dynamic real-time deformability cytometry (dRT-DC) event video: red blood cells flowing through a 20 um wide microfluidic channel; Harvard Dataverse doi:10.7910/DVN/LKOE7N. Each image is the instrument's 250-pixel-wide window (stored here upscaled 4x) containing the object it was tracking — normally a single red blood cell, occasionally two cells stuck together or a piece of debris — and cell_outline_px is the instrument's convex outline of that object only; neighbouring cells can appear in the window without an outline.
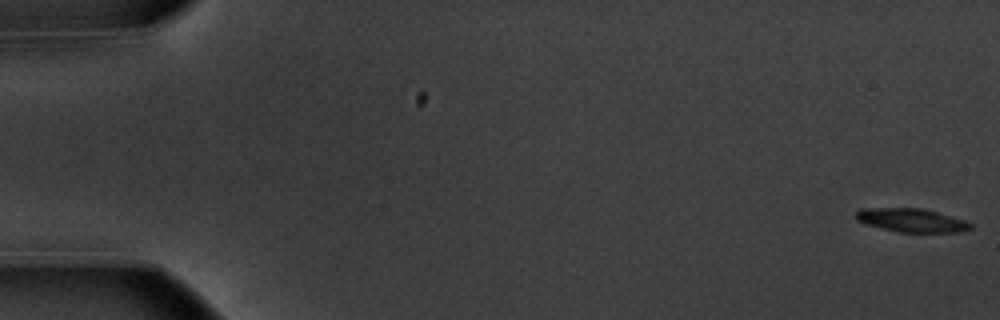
{"species": "common noctule bat (a hibernating species)", "species_latin": "Nyctalus noctula", "temperature_condition": "warm", "stored_images_in_passage": 56, "camera_frame_rate_fps": 3000, "um_per_image_px": 0.085, "animal": {"sex": "male", "body_mass_g": 20.1, "forearm_length_mm": 53.5}, "frame": {"image": 1, "passage_image": 1, "time_ms": 0.0, "image_size_px": [1000, 320], "cell_outline_px": [[972, 228], [960, 232], [896, 232], [864, 224], [856, 220], [856, 212], [860, 208], [924, 208], [964, 220], [972, 224]], "centroid_in_image_um": [77.44, 18.72], "position_along_channel_um": 7.6, "area_um2": 15.84}}
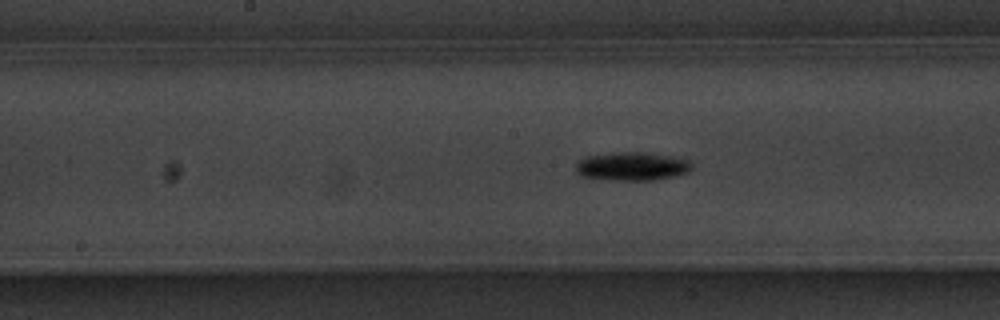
{"frame": {"image": 2, "passage_image": 29, "time_ms": 9.333, "image_size_px": [1000, 320], "cell_outline_px": [[692, 168], [688, 172], [672, 176], [652, 180], [620, 180], [580, 176], [576, 172], [576, 164], [584, 156], [620, 152], [644, 152], [672, 156], [692, 160]], "centroid_in_image_um": [53.74, 14.12], "position_along_channel_um": 194.5, "area_um2": 19.19}}
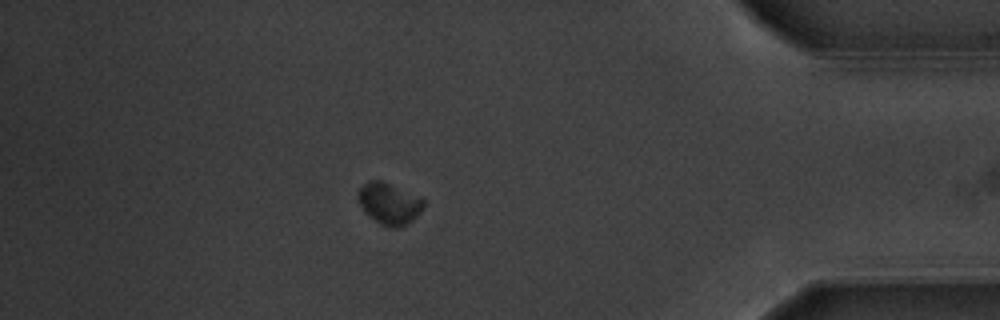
{"frame": {"image": 3, "passage_image": 49, "time_ms": 16.0, "image_size_px": [1000, 320], "cell_outline_px": [[424, 208], [412, 220], [400, 228], [392, 228], [380, 224], [364, 212], [356, 196], [360, 188], [368, 180], [380, 180], [420, 196], [424, 200]], "centroid_in_image_um": [33.08, 17.3], "position_along_channel_um": 402.1, "area_um2": 15.9}, "authors_computed_cell_mechanics": {"area_um2": 16.0684, "velocity_mm_per_s": 3.6744, "shape_relaxation_time_tau1_ms": 3.3774, "shape_relaxation_time_tau2_ms": null, "deformation_change_tau1": 0.1606, "deformation_change_tau2": null}}